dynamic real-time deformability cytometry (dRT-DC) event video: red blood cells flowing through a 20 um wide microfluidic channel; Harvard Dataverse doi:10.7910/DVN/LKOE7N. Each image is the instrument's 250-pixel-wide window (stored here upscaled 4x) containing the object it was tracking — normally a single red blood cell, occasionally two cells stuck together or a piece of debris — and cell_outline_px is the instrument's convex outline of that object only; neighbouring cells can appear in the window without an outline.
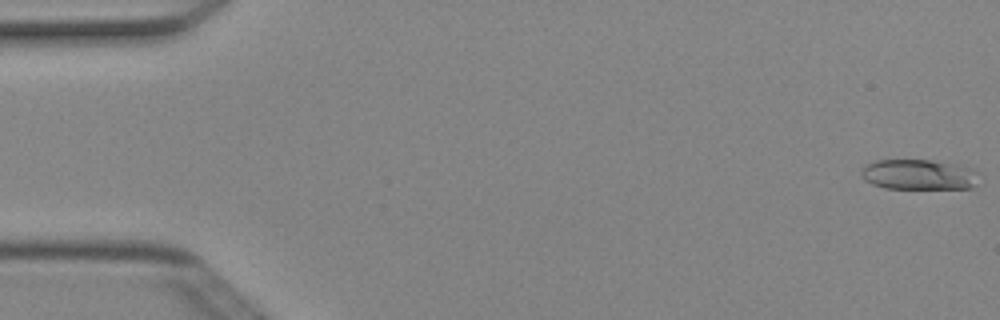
{"species": "Egyptian fruit bat (a non-hibernating species)", "species_latin": "Rousettus aegyptiacus", "temperature_condition": "cold", "stored_images_in_passage": 4, "camera_frame_rate_fps": 3000, "um_per_image_px": 0.085, "animal": {"sex": "female"}, "frame": {"image": 1, "passage_image": 1, "time_ms": 0.0, "image_size_px": [1000, 320], "cell_outline_px": [[976, 184], [972, 188], [884, 188], [872, 184], [864, 180], [860, 172], [864, 164], [876, 160], [928, 160], [960, 164], [976, 168]], "centroid_in_image_um": [78.08, 14.82], "position_along_channel_um": 6.9, "area_um2": 20.98}}
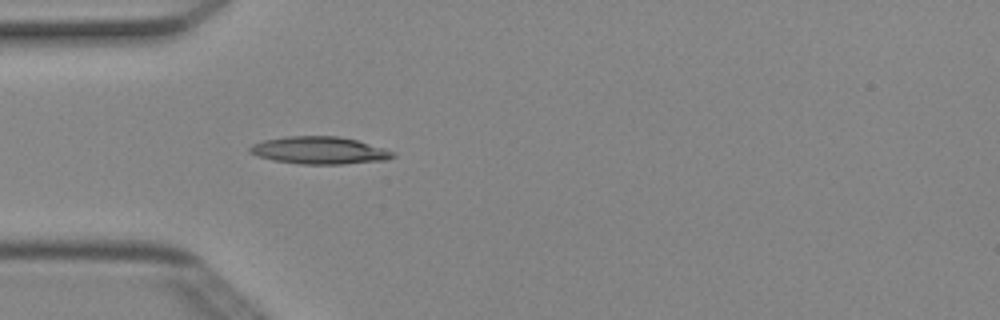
{"frame": {"image": 2, "passage_image": 4, "time_ms": 1.0, "image_size_px": [1000, 320], "cell_outline_px": [[396, 156], [388, 160], [344, 164], [300, 164], [272, 160], [256, 156], [248, 152], [248, 148], [252, 144], [264, 140], [288, 136], [336, 136], [356, 140], [384, 148], [396, 152]], "centroid_in_image_um": [27.15, 12.79], "position_along_channel_um": 57.9, "area_um2": 23.0}}